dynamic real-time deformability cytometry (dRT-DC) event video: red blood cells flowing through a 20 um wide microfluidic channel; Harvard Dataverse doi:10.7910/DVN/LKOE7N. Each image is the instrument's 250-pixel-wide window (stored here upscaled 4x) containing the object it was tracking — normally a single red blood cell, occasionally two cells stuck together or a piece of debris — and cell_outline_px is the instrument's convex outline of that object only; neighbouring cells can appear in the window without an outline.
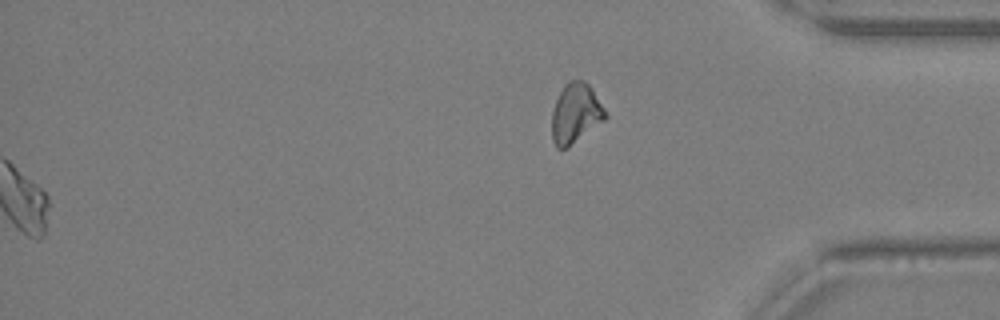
{"species": "Egyptian fruit bat (a non-hibernating species)", "species_latin": "Rousettus aegyptiacus", "temperature_condition": "warm", "stored_images_in_passage": 39, "segment_of_instrument_passage": [2, 2], "camera_frame_rate_fps": 3000, "um_per_image_px": 0.085, "animal": {"sex": "female"}, "frame": {"image": 1, "passage_image": 39, "time_ms": 12.667, "image_size_px": [1000, 320], "cell_outline_px": [[608, 116], [604, 120], [568, 148], [556, 148], [552, 140], [552, 112], [556, 100], [564, 84], [572, 80], [584, 80], [592, 88], [604, 108]], "centroid_in_image_um": [48.92, 9.64], "position_along_channel_um": 386.3, "area_um2": 18.61}}